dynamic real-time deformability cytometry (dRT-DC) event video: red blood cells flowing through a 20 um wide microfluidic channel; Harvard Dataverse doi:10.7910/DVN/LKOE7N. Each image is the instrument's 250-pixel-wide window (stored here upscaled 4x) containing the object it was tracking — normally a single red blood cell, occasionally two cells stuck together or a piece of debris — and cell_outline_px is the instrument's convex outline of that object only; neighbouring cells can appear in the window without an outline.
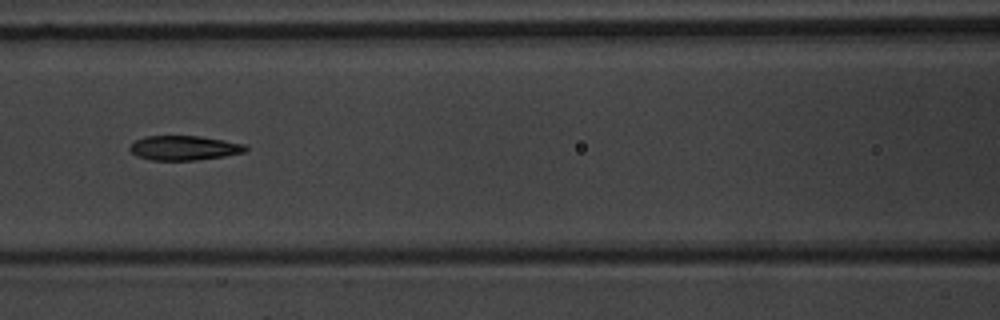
{"species": "common noctule bat (a hibernating species)", "species_latin": "Nyctalus noctula", "temperature_condition": "warm", "stored_images_in_passage": 6, "camera_frame_rate_fps": 3000, "um_per_image_px": 0.085, "animal": {"sex": "male", "body_mass_g": 20.1, "forearm_length_mm": 53.5}, "frame": {"image": 1, "passage_image": 5, "time_ms": 4.667, "image_size_px": [1000, 320], "cell_outline_px": [[248, 148], [244, 152], [224, 156], [196, 160], [152, 160], [136, 156], [128, 148], [136, 140], [144, 136], [200, 136], [224, 140], [244, 144]], "centroid_in_image_um": [15.63, 12.57], "position_along_channel_um": 151.0, "area_um2": 16.47}}
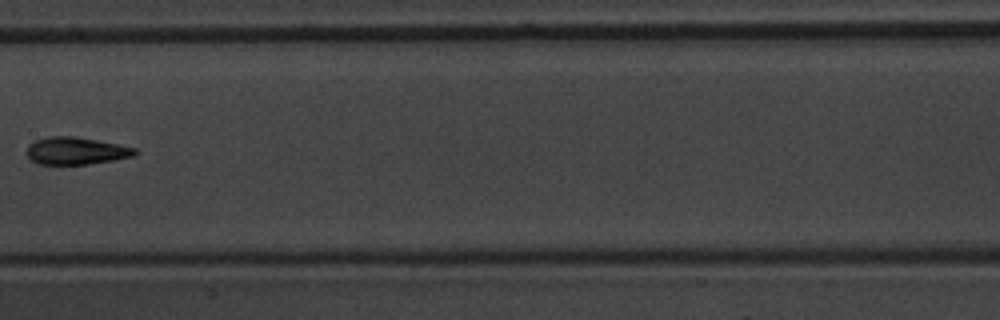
{"frame": {"image": 2, "passage_image": 6, "time_ms": 6.0, "image_size_px": [1000, 320], "cell_outline_px": [[140, 152], [132, 156], [112, 160], [88, 164], [36, 164], [28, 156], [28, 144], [36, 140], [48, 136], [72, 136], [96, 140], [136, 148]], "centroid_in_image_um": [6.45, 12.82], "position_along_channel_um": 200.9, "area_um2": 17.05}}